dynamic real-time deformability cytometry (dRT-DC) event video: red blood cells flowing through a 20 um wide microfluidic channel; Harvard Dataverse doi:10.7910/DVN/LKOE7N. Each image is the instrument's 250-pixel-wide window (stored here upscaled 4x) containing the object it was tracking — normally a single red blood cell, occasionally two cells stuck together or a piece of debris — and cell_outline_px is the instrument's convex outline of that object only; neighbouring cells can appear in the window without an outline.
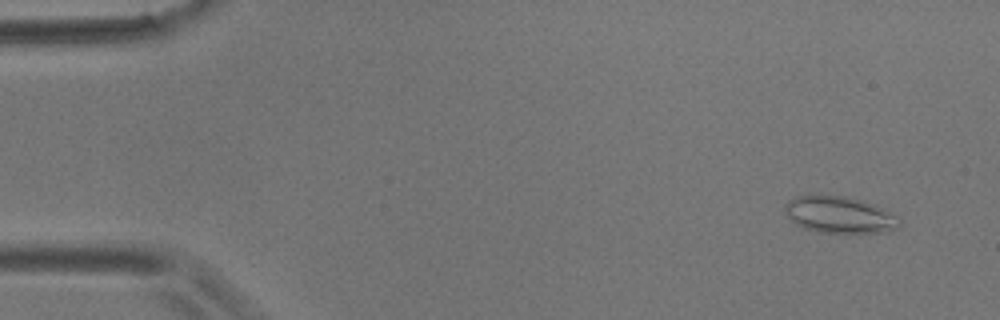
{"species": "common noctule bat (a hibernating species)", "species_latin": "Nyctalus noctula", "temperature_condition": "room temperature", "stored_images_in_passage": 5, "camera_frame_rate_fps": 3000, "um_per_image_px": 0.085, "animal": {"sex": "male", "body_mass_g": 17.9}, "frame": {"image": 1, "passage_image": 2, "time_ms": 1.0, "image_size_px": [1000, 320], "cell_outline_px": [[904, 224], [900, 228], [888, 232], [820, 232], [800, 228], [784, 212], [784, 204], [788, 200], [796, 196], [848, 196], [864, 200], [876, 204], [900, 216]], "centroid_in_image_um": [71.45, 18.26], "position_along_channel_um": 13.6, "area_um2": 25.03}}